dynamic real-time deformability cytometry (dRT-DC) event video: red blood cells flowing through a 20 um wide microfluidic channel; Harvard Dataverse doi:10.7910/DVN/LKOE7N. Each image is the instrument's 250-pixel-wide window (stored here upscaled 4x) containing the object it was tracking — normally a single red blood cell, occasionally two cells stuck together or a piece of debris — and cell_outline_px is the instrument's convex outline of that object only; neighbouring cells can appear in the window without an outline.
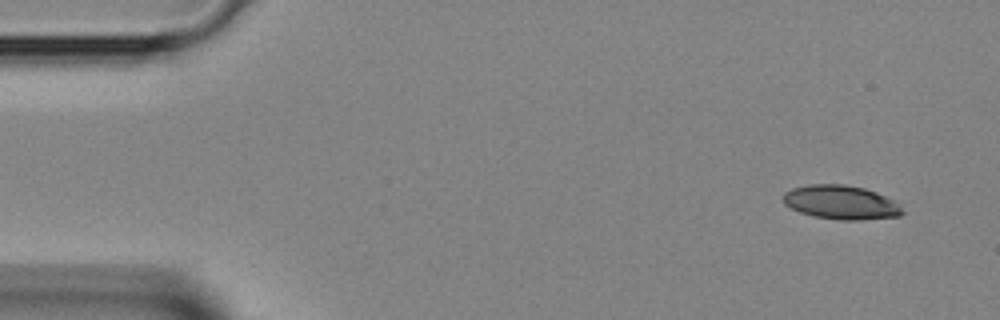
{"species": "Egyptian fruit bat (a non-hibernating species)", "species_latin": "Rousettus aegyptiacus", "temperature_condition": "room temperature", "stored_images_in_passage": 4, "camera_frame_rate_fps": 3000, "um_per_image_px": 0.085, "animal": {"sex": "female"}, "frame": {"image": 1, "passage_image": 1, "time_ms": 0.0, "image_size_px": [1000, 320], "cell_outline_px": [[904, 212], [900, 216], [860, 220], [840, 220], [812, 216], [800, 212], [784, 204], [780, 196], [784, 192], [792, 188], [808, 184], [844, 184], [864, 188], [876, 192], [900, 204]], "centroid_in_image_um": [71.45, 17.2], "position_along_channel_um": 13.6, "area_um2": 23.81}}
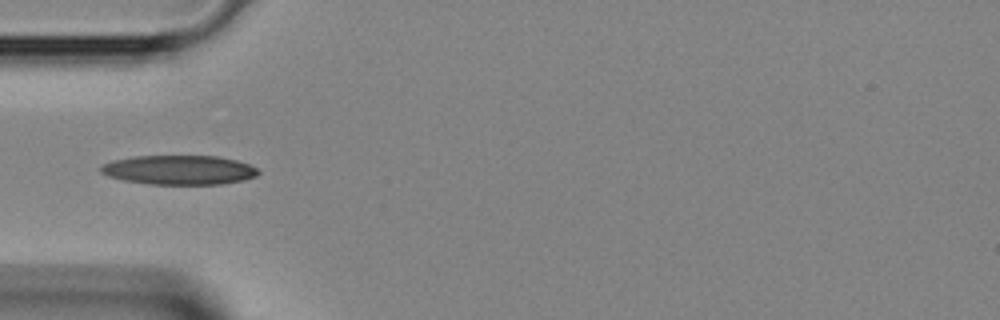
{"frame": {"image": 2, "passage_image": 4, "time_ms": 1.0, "image_size_px": [1000, 320], "cell_outline_px": [[260, 172], [256, 176], [244, 180], [220, 184], [148, 184], [124, 180], [108, 176], [100, 172], [100, 164], [112, 160], [132, 156], [216, 156], [236, 160], [248, 164], [256, 168]], "centroid_in_image_um": [15.18, 14.44], "position_along_channel_um": 69.8, "area_um2": 26.99}}